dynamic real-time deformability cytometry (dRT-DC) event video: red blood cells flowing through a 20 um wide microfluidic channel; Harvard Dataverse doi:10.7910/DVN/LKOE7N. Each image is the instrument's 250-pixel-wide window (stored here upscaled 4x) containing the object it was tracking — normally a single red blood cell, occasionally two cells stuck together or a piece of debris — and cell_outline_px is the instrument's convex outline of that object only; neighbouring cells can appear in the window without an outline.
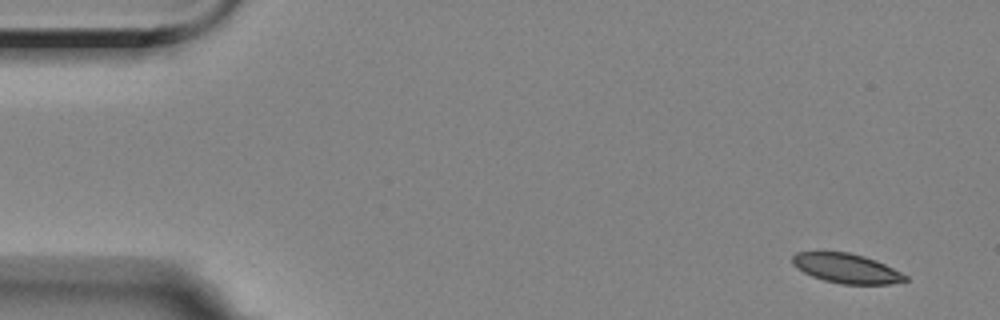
{"species": "Egyptian fruit bat (a non-hibernating species)", "species_latin": "Rousettus aegyptiacus", "temperature_condition": "room temperature", "stored_images_in_passage": 5, "camera_frame_rate_fps": 3000, "um_per_image_px": 0.085, "animal": {"sex": "female"}, "frame": {"image": 1, "passage_image": 1, "time_ms": 0.0, "image_size_px": [1000, 320], "cell_outline_px": [[908, 280], [888, 284], [840, 284], [824, 280], [812, 276], [796, 268], [792, 264], [792, 256], [796, 252], [848, 252], [864, 256], [876, 260], [908, 276]], "centroid_in_image_um": [71.93, 22.81], "position_along_channel_um": 13.1, "area_um2": 19.36}}
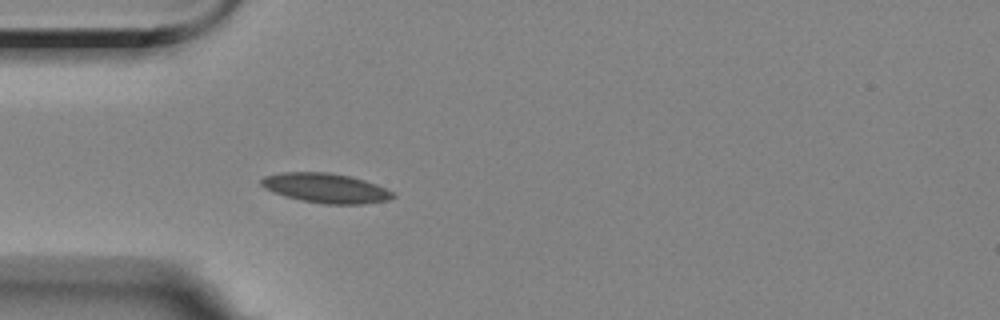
{"frame": {"image": 2, "passage_image": 5, "time_ms": 4.333, "image_size_px": [1000, 320], "cell_outline_px": [[396, 196], [388, 200], [364, 204], [324, 204], [300, 200], [272, 192], [264, 188], [260, 184], [260, 180], [264, 176], [284, 172], [328, 172], [348, 176], [364, 180], [376, 184], [392, 192]], "centroid_in_image_um": [27.66, 15.99], "position_along_channel_um": 57.3, "area_um2": 22.66}}